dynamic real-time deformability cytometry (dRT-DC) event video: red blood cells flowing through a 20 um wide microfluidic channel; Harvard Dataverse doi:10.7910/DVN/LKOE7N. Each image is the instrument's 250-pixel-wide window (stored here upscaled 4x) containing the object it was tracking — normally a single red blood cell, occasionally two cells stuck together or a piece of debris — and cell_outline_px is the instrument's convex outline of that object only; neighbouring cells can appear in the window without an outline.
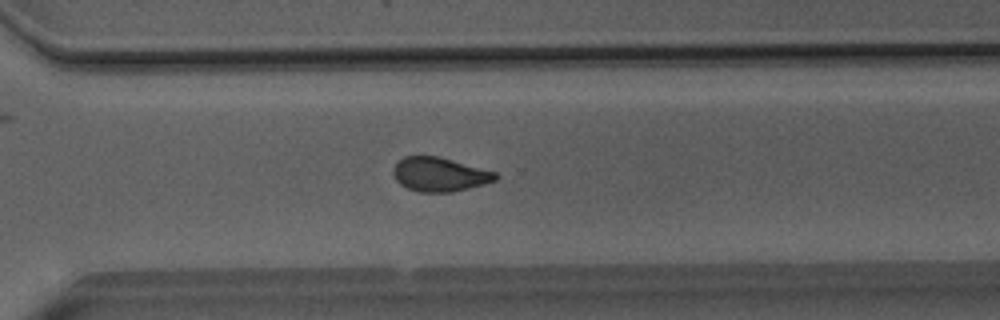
{"species": "Egyptian fruit bat (a non-hibernating species)", "species_latin": "Rousettus aegyptiacus", "temperature_condition": "room temperature", "stored_images_in_passage": 44, "camera_frame_rate_fps": 3000, "um_per_image_px": 0.085, "animal": {"sex": "male"}, "frame": {"image": 1, "passage_image": 34, "time_ms": 11.0, "image_size_px": [1000, 320], "cell_outline_px": [[500, 176], [496, 180], [484, 184], [452, 192], [420, 192], [408, 188], [400, 184], [396, 180], [392, 172], [392, 168], [404, 156], [440, 156], [496, 172]], "centroid_in_image_um": [37.37, 14.82], "position_along_channel_um": 333.2, "area_um2": 20.35}}
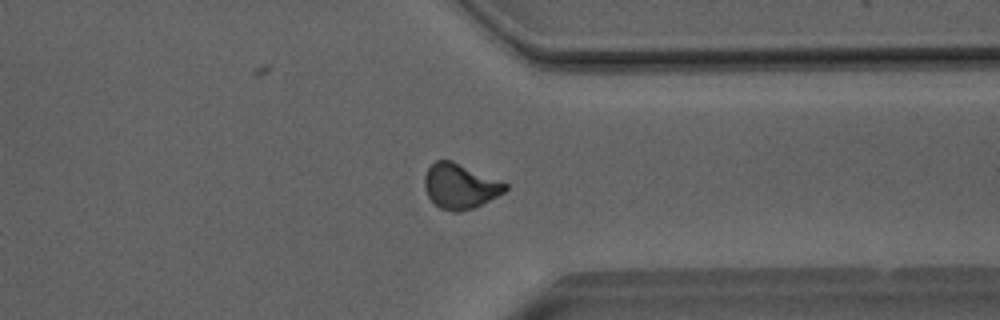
{"frame": {"image": 2, "passage_image": 37, "time_ms": 12.0, "image_size_px": [1000, 320], "cell_outline_px": [[508, 188], [504, 192], [476, 208], [460, 212], [452, 212], [440, 208], [428, 196], [424, 188], [424, 176], [428, 168], [436, 160], [452, 160], [504, 180], [508, 184]], "centroid_in_image_um": [39.15, 15.82], "position_along_channel_um": 372.3, "area_um2": 21.68}}
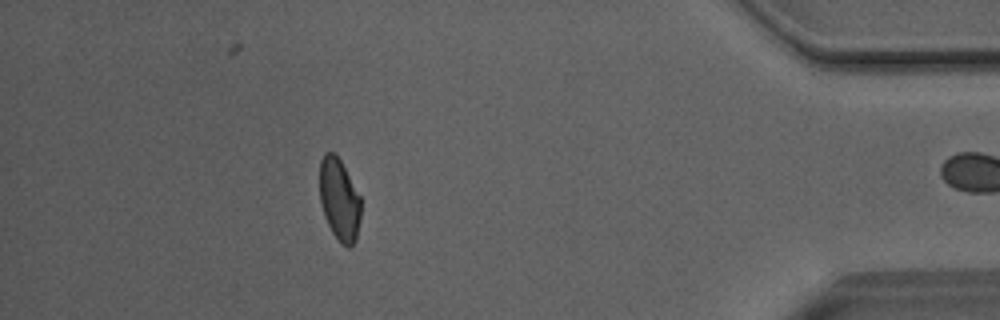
{"frame": {"image": 3, "passage_image": 43, "time_ms": 14.0, "image_size_px": [1000, 320], "cell_outline_px": [[360, 216], [356, 240], [348, 248], [340, 244], [332, 232], [324, 216], [320, 204], [320, 160], [324, 152], [332, 152], [340, 160], [360, 196]], "centroid_in_image_um": [28.82, 16.99], "position_along_channel_um": 406.4, "area_um2": 19.65}, "authors_computed_cell_mechanics": {"area_um2": 21.386, "velocity_mm_per_s": 4.0514, "shape_relaxation_time_tau1_ms": 9.4049, "shape_relaxation_time_tau2_ms": 1.4494, "deformation_change_tau1": 0.1648, "deformation_change_tau2": 0.0762}}